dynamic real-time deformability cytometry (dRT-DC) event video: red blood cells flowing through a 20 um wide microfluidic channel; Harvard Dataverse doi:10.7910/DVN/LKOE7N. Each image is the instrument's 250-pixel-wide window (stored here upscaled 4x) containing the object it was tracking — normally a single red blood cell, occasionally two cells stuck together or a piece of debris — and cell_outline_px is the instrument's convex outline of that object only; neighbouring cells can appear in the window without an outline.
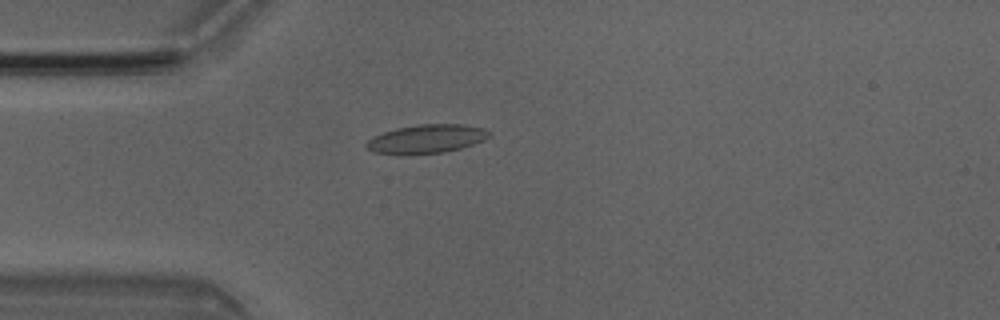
{"species": "Egyptian fruit bat (a non-hibernating species)", "species_latin": "Rousettus aegyptiacus", "temperature_condition": "room temperature", "stored_images_in_passage": 2, "camera_frame_rate_fps": 3000, "um_per_image_px": 0.085, "animal": {"sex": "male"}, "frame": {"image": 1, "passage_image": 1, "time_ms": 0.0, "image_size_px": [1000, 320], "cell_outline_px": [[492, 136], [484, 140], [460, 148], [444, 152], [408, 156], [396, 156], [372, 152], [364, 148], [364, 144], [372, 136], [396, 128], [420, 124], [464, 124], [484, 128], [492, 132]], "centroid_in_image_um": [36.2, 11.83], "position_along_channel_um": 48.8, "area_um2": 21.27}}